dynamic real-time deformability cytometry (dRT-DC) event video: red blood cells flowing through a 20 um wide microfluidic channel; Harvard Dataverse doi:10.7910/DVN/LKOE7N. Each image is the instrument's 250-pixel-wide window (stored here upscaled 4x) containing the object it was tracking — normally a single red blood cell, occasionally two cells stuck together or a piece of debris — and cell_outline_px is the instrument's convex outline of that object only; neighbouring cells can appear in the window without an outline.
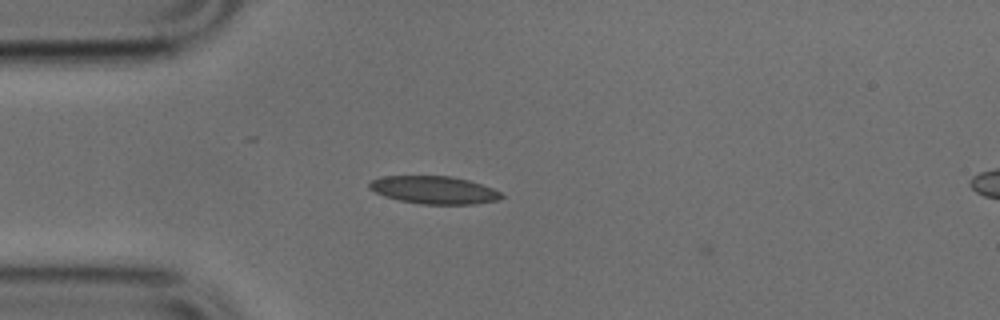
{"species": "common noctule bat (a hibernating species)", "species_latin": "Nyctalus noctula", "temperature_condition": "cold", "stored_images_in_passage": 8, "camera_frame_rate_fps": 3000, "um_per_image_px": 0.085, "animal": {"sex": "male", "body_mass_g": 17.9, "forearm_length_mm": 54.2}, "frame": {"image": 1, "passage_image": 4, "time_ms": 1.0, "image_size_px": [1000, 320], "cell_outline_px": [[504, 196], [500, 200], [472, 204], [420, 204], [400, 200], [384, 196], [368, 188], [368, 184], [372, 180], [380, 176], [452, 176], [468, 180], [492, 188], [500, 192]], "centroid_in_image_um": [36.88, 16.15], "position_along_channel_um": 48.1, "area_um2": 21.33}}